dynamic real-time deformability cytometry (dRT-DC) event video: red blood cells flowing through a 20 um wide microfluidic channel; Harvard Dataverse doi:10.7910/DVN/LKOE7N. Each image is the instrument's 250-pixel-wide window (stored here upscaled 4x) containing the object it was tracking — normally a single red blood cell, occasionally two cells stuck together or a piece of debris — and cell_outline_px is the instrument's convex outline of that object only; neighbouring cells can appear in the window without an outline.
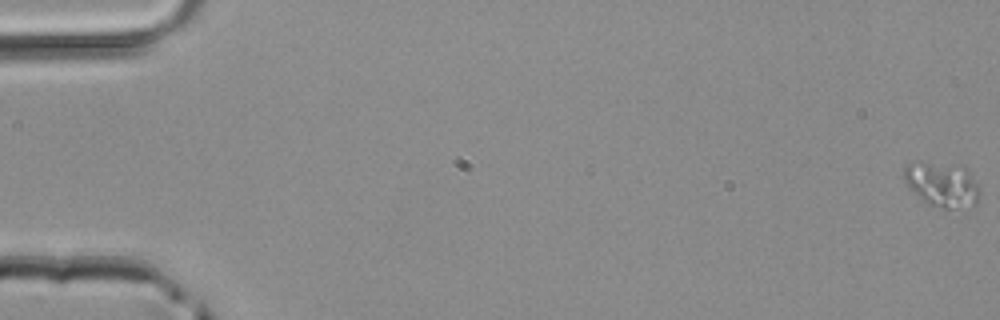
{"species": "common noctule bat (a hibernating species)", "species_latin": "Nyctalus noctula", "temperature_condition": "room temperature", "stored_images_in_passage": 5, "camera_frame_rate_fps": 3000, "um_per_image_px": 0.085, "animal": {"sex": "male", "body_mass_g": 20.4}, "frame": {"image": 1, "passage_image": 1, "time_ms": 0.0, "image_size_px": [1000, 320], "cell_outline_px": [[980, 196], [976, 204], [948, 208], [944, 208], [928, 204], [904, 180], [904, 168], [908, 164], [964, 164], [980, 188]], "centroid_in_image_um": [80.16, 15.67], "position_along_channel_um": 4.8, "area_um2": 19.07}}
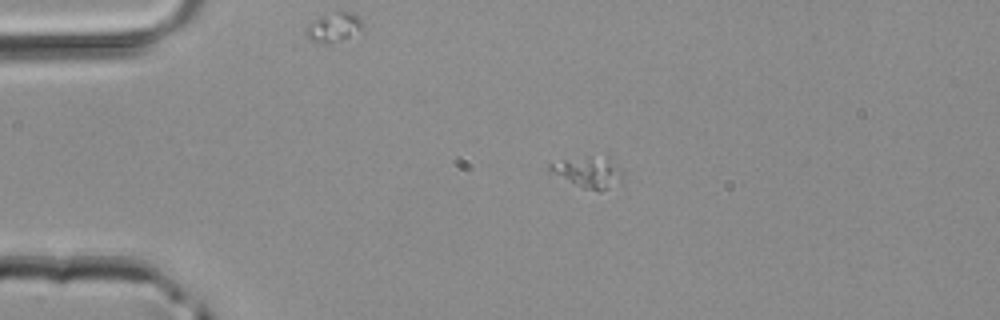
{"frame": {"image": 2, "passage_image": 4, "time_ms": 1.0, "image_size_px": [1000, 320], "cell_outline_px": [[624, 180], [600, 192], [584, 188], [548, 172], [548, 164], [564, 160], [588, 156], [608, 156], [624, 168]], "centroid_in_image_um": [50.1, 14.62], "position_along_channel_um": 34.9, "area_um2": 13.64}}